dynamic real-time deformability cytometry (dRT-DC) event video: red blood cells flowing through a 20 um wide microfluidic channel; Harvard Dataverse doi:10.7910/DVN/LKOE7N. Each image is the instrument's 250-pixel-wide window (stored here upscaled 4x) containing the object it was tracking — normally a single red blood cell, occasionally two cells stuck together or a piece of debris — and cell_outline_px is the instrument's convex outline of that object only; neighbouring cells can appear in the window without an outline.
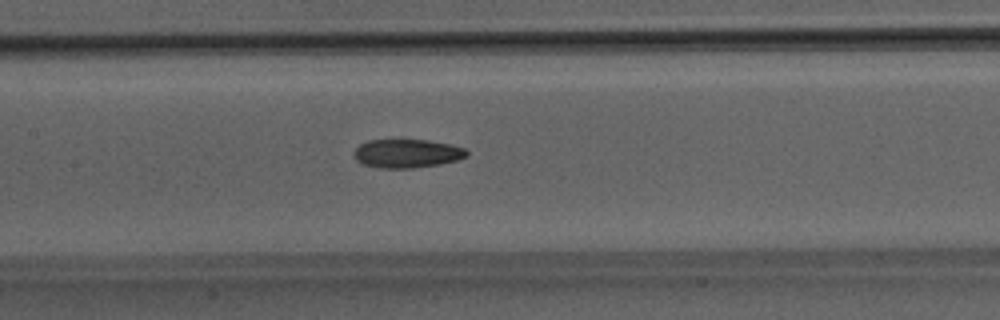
{"species": "Egyptian fruit bat (a non-hibernating species)", "species_latin": "Rousettus aegyptiacus", "temperature_condition": "room temperature", "stored_images_in_passage": 51, "camera_frame_rate_fps": 3000, "um_per_image_px": 0.085, "animal": {"sex": "male"}, "frame": {"image": 1, "passage_image": 25, "time_ms": 8.0, "image_size_px": [1000, 320], "cell_outline_px": [[468, 156], [456, 160], [436, 164], [412, 168], [380, 168], [360, 164], [352, 156], [352, 152], [360, 144], [368, 140], [428, 140], [452, 144], [464, 148], [468, 152]], "centroid_in_image_um": [34.54, 13.04], "position_along_channel_um": 172.9, "area_um2": 18.9}}
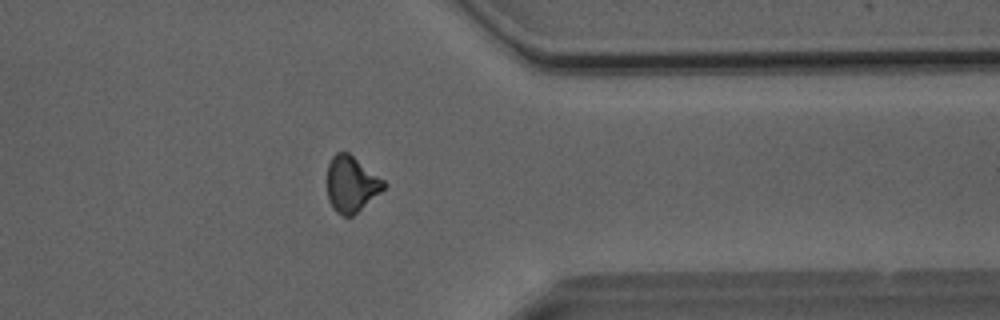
{"frame": {"image": 2, "passage_image": 41, "time_ms": 13.333, "image_size_px": [1000, 320], "cell_outline_px": [[388, 184], [380, 192], [352, 216], [344, 216], [336, 212], [332, 208], [328, 200], [328, 164], [332, 156], [336, 152], [348, 152], [384, 180]], "centroid_in_image_um": [29.85, 15.64], "position_along_channel_um": 381.5, "area_um2": 18.26}}
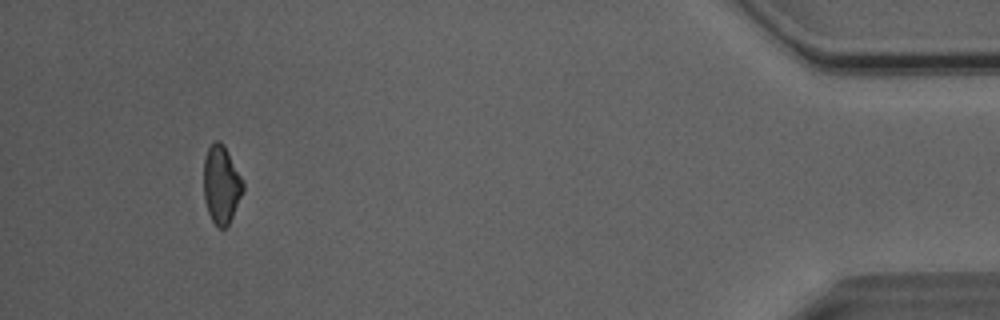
{"frame": {"image": 3, "passage_image": 48, "time_ms": 15.667, "image_size_px": [1000, 320], "cell_outline_px": [[244, 188], [232, 216], [228, 224], [224, 228], [216, 228], [208, 212], [204, 196], [204, 156], [208, 148], [216, 140], [220, 140], [224, 144], [244, 184]], "centroid_in_image_um": [18.79, 15.68], "position_along_channel_um": 416.4, "area_um2": 17.63}, "authors_computed_cell_mechanics": {"area_um2": 19.074, "velocity_mm_per_s": 4.0851, "shape_relaxation_time_tau1_ms": null, "shape_relaxation_time_tau2_ms": 8.1071, "deformation_change_tau1": null, "deformation_change_tau2": 0.1855}}